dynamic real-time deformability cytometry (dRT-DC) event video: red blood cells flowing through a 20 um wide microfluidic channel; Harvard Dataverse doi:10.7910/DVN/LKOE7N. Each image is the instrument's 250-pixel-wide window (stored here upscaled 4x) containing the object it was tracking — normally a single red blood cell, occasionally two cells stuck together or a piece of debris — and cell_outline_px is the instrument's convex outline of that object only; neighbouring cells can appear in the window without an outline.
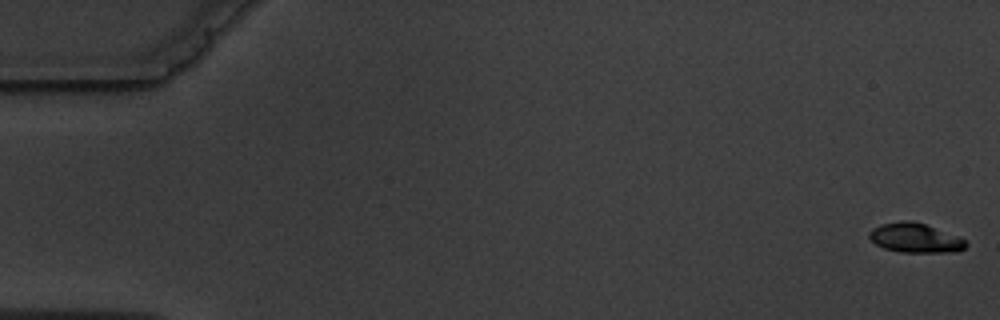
{"species": "common noctule bat (a hibernating species)", "species_latin": "Nyctalus noctula", "temperature_condition": "warm", "stored_images_in_passage": 7, "camera_frame_rate_fps": 3000, "um_per_image_px": 0.085, "animal": {"sex": "male", "body_mass_g": 19.5, "forearm_length_mm": 54.6}, "frame": {"image": 1, "passage_image": 1, "time_ms": 0.0, "image_size_px": [1000, 320], "cell_outline_px": [[968, 244], [964, 248], [956, 252], [900, 252], [884, 248], [876, 244], [868, 236], [868, 232], [872, 228], [880, 224], [900, 220], [912, 220], [960, 236]], "centroid_in_image_um": [77.78, 20.21], "position_along_channel_um": 7.2, "area_um2": 16.7}}
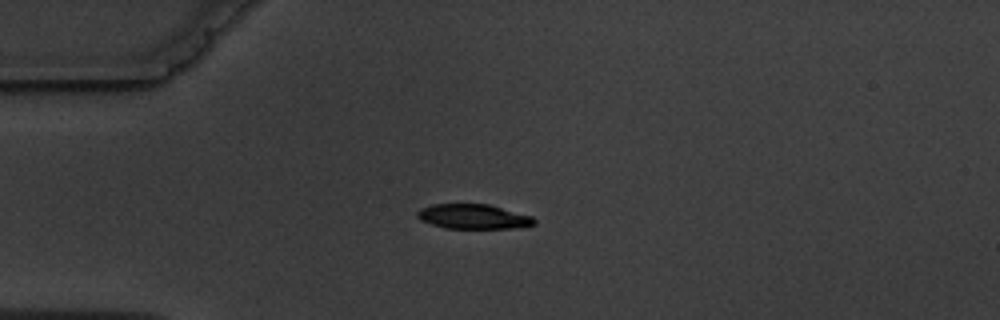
{"frame": {"image": 2, "passage_image": 5, "time_ms": 4.667, "image_size_px": [1000, 320], "cell_outline_px": [[536, 224], [512, 228], [444, 228], [420, 220], [416, 216], [416, 212], [420, 208], [432, 204], [488, 204], [532, 216], [536, 220]], "centroid_in_image_um": [40.2, 18.4], "position_along_channel_um": 44.8, "area_um2": 16.82}}
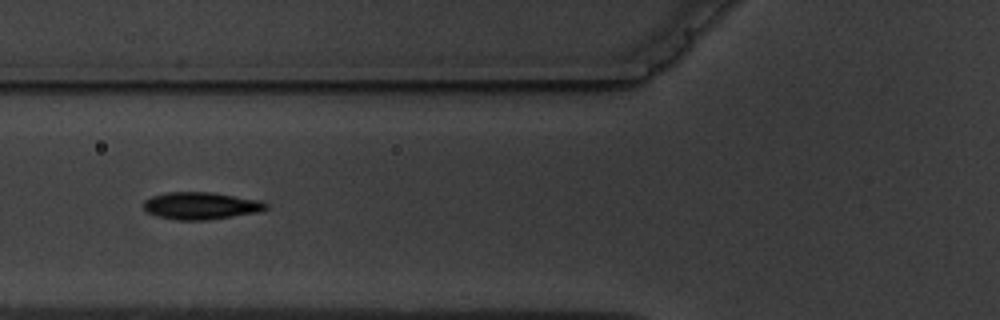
{"frame": {"image": 3, "passage_image": 7, "time_ms": 7.0, "image_size_px": [1000, 320], "cell_outline_px": [[268, 208], [260, 212], [208, 220], [176, 220], [156, 216], [148, 212], [144, 208], [144, 200], [152, 196], [168, 192], [212, 192], [260, 200], [268, 204]], "centroid_in_image_um": [17.1, 17.49], "position_along_channel_um": 108.7, "area_um2": 19.54}}